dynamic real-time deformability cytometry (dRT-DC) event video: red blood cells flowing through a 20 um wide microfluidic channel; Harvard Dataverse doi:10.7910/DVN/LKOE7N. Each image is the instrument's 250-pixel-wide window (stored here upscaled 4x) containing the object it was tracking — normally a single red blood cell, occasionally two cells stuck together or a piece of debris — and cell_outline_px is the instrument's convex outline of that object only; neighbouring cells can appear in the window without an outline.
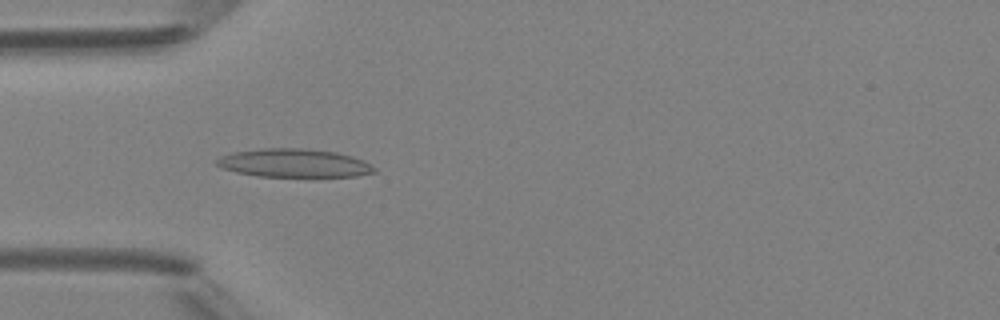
{"species": "Egyptian fruit bat (a non-hibernating species)", "species_latin": "Rousettus aegyptiacus", "temperature_condition": "room temperature", "stored_images_in_passage": 5, "camera_frame_rate_fps": 3000, "um_per_image_px": 0.085, "animal": {"sex": "female"}, "frame": {"image": 1, "passage_image": 3, "time_ms": 2.333, "image_size_px": [1000, 320], "cell_outline_px": [[376, 172], [356, 176], [256, 176], [236, 172], [224, 168], [216, 164], [216, 160], [220, 156], [232, 152], [264, 148], [304, 148], [336, 152], [352, 156], [364, 160], [372, 164], [376, 168]], "centroid_in_image_um": [25.02, 13.85], "position_along_channel_um": 60.0, "area_um2": 26.07}}
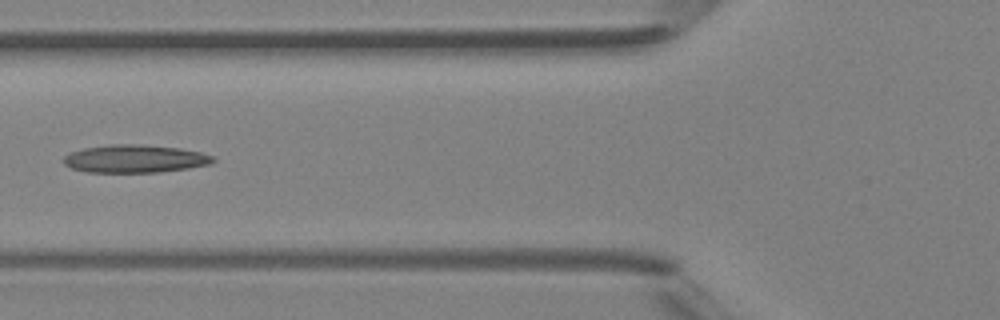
{"frame": {"image": 2, "passage_image": 4, "time_ms": 3.667, "image_size_px": [1000, 320], "cell_outline_px": [[216, 160], [212, 164], [188, 168], [160, 172], [88, 172], [72, 168], [64, 164], [64, 156], [68, 152], [84, 148], [112, 144], [132, 144], [180, 148], [200, 152], [216, 156]], "centroid_in_image_um": [11.49, 13.49], "position_along_channel_um": 114.3, "area_um2": 24.33}}
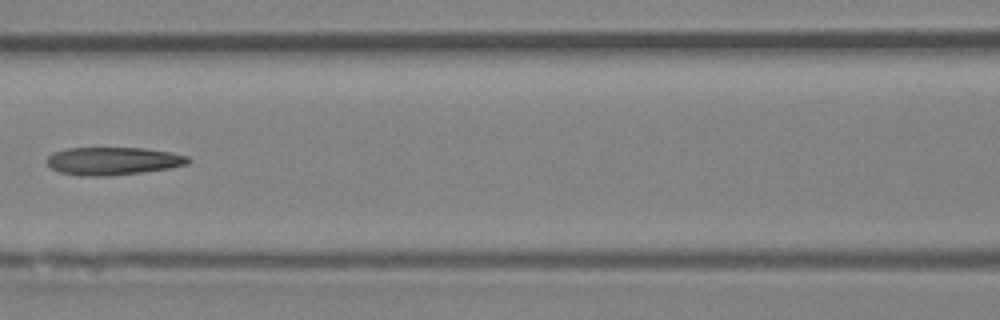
{"frame": {"image": 3, "passage_image": 5, "time_ms": 4.667, "image_size_px": [1000, 320], "cell_outline_px": [[192, 160], [188, 164], [168, 168], [140, 172], [108, 176], [80, 176], [60, 172], [52, 168], [44, 160], [52, 152], [68, 148], [144, 148], [172, 152], [188, 156]], "centroid_in_image_um": [9.59, 13.68], "position_along_channel_um": 157.0, "area_um2": 23.0}}